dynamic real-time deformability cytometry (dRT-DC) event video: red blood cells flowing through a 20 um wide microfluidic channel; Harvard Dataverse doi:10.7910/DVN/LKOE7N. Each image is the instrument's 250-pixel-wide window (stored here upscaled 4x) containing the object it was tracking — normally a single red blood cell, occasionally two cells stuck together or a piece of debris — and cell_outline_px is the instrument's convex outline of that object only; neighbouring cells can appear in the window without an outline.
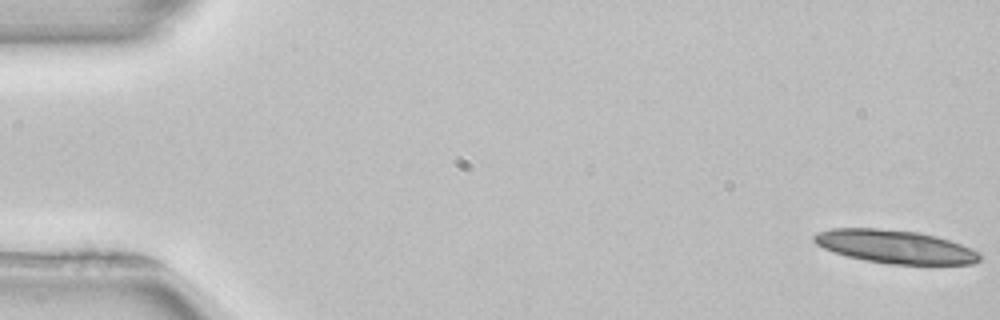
{"species": "common noctule bat (a hibernating species)", "species_latin": "Nyctalus noctula", "temperature_condition": "room temperature", "stored_images_in_passage": 52, "camera_frame_rate_fps": 3000, "um_per_image_px": 0.085, "animal": {"sex": "female", "body_mass_g": 22.7, "forearm_length_mm": 54.2}, "frame": {"image": 1, "passage_image": 1, "time_ms": 0.0, "image_size_px": [1000, 320], "cell_outline_px": [[980, 260], [972, 264], [888, 264], [864, 260], [848, 256], [824, 248], [816, 244], [812, 240], [812, 236], [816, 232], [832, 228], [876, 228], [920, 232], [936, 236], [972, 248], [980, 252]], "centroid_in_image_um": [76.07, 20.96], "position_along_channel_um": 8.9, "area_um2": 32.14}}
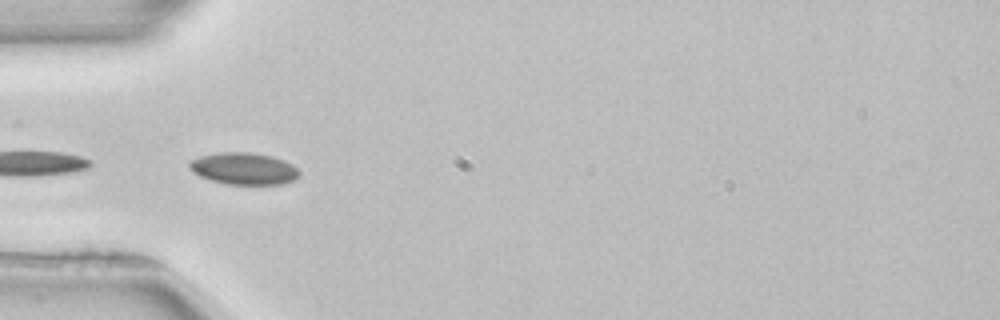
{"frame": {"image": 2, "passage_image": 17, "time_ms": 5.333, "image_size_px": [1000, 320], "cell_outline_px": [[300, 176], [296, 180], [280, 184], [224, 184], [200, 176], [192, 172], [188, 168], [188, 164], [192, 160], [200, 156], [220, 152], [252, 152], [272, 156], [284, 160], [292, 164], [300, 172]], "centroid_in_image_um": [20.74, 14.33], "position_along_channel_um": 64.3, "area_um2": 20.58}, "authors_computed_cell_mechanics": {"area_um2": 19.363, "velocity_mm_per_s": 3.9232, "shape_relaxation_time_tau1_ms": 3.1873, "shape_relaxation_time_tau2_ms": null, "deformation_change_tau1": 0.1056, "deformation_change_tau2": null}}